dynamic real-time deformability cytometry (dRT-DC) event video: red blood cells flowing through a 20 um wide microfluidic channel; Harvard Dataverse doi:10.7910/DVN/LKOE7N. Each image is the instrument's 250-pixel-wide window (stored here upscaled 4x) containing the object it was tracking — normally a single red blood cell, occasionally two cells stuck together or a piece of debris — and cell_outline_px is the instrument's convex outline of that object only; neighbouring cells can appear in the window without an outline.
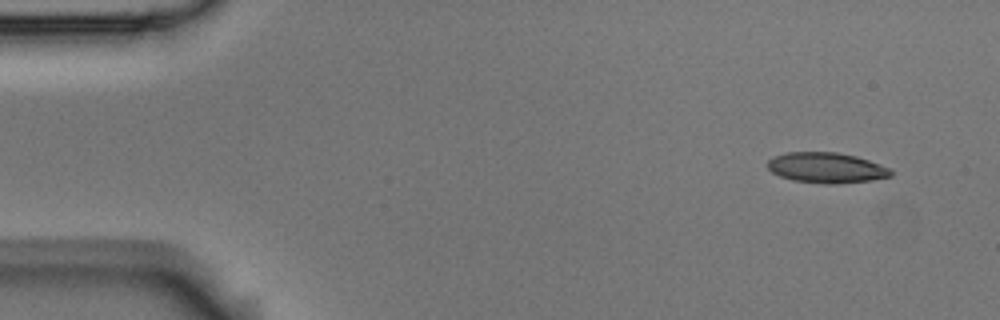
{"species": "Egyptian fruit bat (a non-hibernating species)", "species_latin": "Rousettus aegyptiacus", "temperature_condition": "room temperature", "stored_images_in_passage": 6, "segment_of_instrument_passage": [2, 2], "camera_frame_rate_fps": 3000, "um_per_image_px": 0.085, "animal": {"sex": "male"}, "frame": {"image": 1, "passage_image": 6, "time_ms": 1.667, "image_size_px": [1000, 320], "cell_outline_px": [[892, 176], [872, 180], [832, 184], [824, 184], [792, 180], [780, 176], [772, 172], [768, 168], [768, 160], [772, 156], [788, 152], [836, 152], [856, 156], [868, 160], [888, 168], [892, 172]], "centroid_in_image_um": [70.21, 14.26], "position_along_channel_um": 14.8, "area_um2": 21.79}}